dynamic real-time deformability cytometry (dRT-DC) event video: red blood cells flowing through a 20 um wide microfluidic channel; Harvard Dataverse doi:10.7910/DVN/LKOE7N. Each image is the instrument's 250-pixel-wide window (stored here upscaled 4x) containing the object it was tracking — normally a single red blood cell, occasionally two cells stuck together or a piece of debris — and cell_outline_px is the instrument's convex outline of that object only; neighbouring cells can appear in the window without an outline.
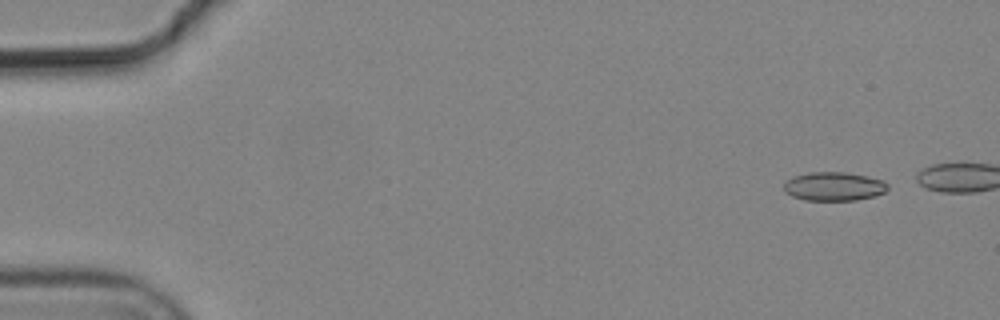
{"species": "common noctule bat (a hibernating species)", "species_latin": "Nyctalus noctula", "temperature_condition": "cold", "stored_images_in_passage": 5, "camera_frame_rate_fps": 3000, "um_per_image_px": 0.085, "animal": {"sex": "male", "body_mass_g": 19.2, "forearm_length_mm": 51.8}, "frame": {"image": 1, "passage_image": 1, "time_ms": 0.0, "image_size_px": [1000, 320], "cell_outline_px": [[888, 188], [884, 192], [876, 196], [856, 200], [804, 200], [792, 196], [784, 192], [784, 184], [792, 176], [808, 172], [844, 172], [884, 180], [888, 184]], "centroid_in_image_um": [70.87, 15.84], "position_along_channel_um": 14.1, "area_um2": 17.46}}